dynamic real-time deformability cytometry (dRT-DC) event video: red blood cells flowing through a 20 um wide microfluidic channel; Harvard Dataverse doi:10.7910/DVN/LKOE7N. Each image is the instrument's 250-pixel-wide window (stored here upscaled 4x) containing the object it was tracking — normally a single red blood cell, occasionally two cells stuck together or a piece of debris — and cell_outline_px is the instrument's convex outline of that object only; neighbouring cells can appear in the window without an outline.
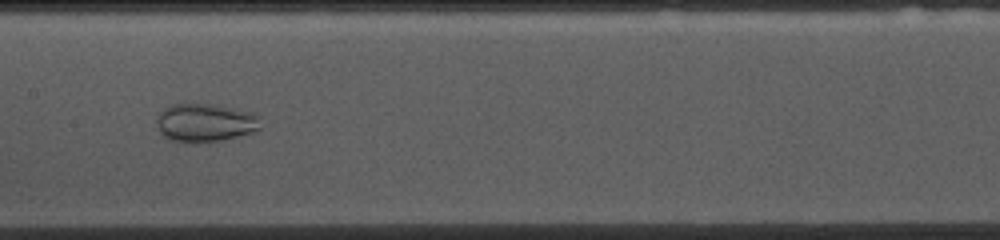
{"species": "common noctule bat (a hibernating species)", "species_latin": "Nyctalus noctula", "temperature_condition": "cold", "stored_images_in_passage": 51, "camera_frame_rate_fps": 3000, "um_per_image_px": 0.085, "animal": {"sex": "female", "body_mass_g": 10.0, "forearm_length_mm": 53.1}, "frame": {"image": 1, "passage_image": 23, "time_ms": 7.333, "image_size_px": [1000, 240], "cell_outline_px": [[260, 128], [256, 132], [240, 136], [220, 140], [188, 144], [184, 144], [168, 140], [160, 132], [156, 124], [156, 116], [164, 108], [172, 104], [212, 104], [252, 112], [260, 116]], "centroid_in_image_um": [17.42, 10.45], "position_along_channel_um": 190.0, "area_um2": 23.7}}
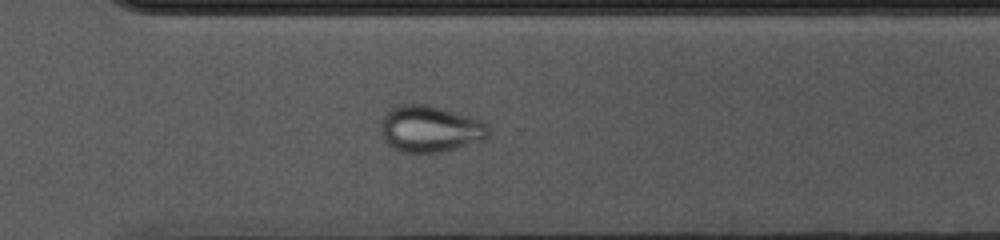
{"frame": {"image": 2, "passage_image": 35, "time_ms": 11.333, "image_size_px": [1000, 240], "cell_outline_px": [[488, 136], [484, 140], [440, 152], [400, 152], [388, 144], [384, 140], [380, 128], [380, 124], [384, 116], [392, 108], [400, 104], [428, 104], [472, 116], [488, 124]], "centroid_in_image_um": [36.56, 10.94], "position_along_channel_um": 334.0, "area_um2": 29.19}}
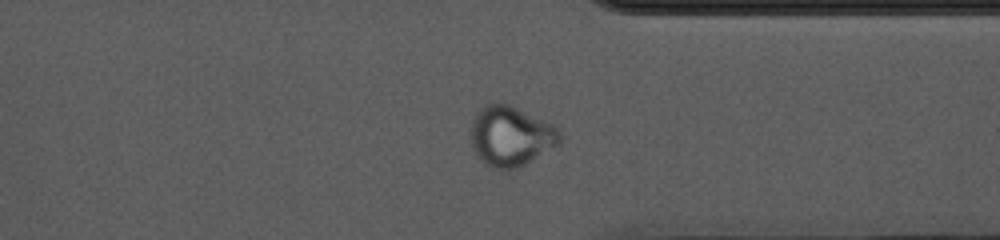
{"frame": {"image": 3, "passage_image": 38, "time_ms": 12.333, "image_size_px": [1000, 240], "cell_outline_px": [[560, 140], [556, 144], [524, 164], [508, 172], [496, 168], [480, 160], [472, 144], [472, 120], [476, 112], [484, 104], [492, 100], [496, 100], [508, 104], [552, 124], [560, 132]], "centroid_in_image_um": [43.36, 11.53], "position_along_channel_um": 368.0, "area_um2": 30.75}}